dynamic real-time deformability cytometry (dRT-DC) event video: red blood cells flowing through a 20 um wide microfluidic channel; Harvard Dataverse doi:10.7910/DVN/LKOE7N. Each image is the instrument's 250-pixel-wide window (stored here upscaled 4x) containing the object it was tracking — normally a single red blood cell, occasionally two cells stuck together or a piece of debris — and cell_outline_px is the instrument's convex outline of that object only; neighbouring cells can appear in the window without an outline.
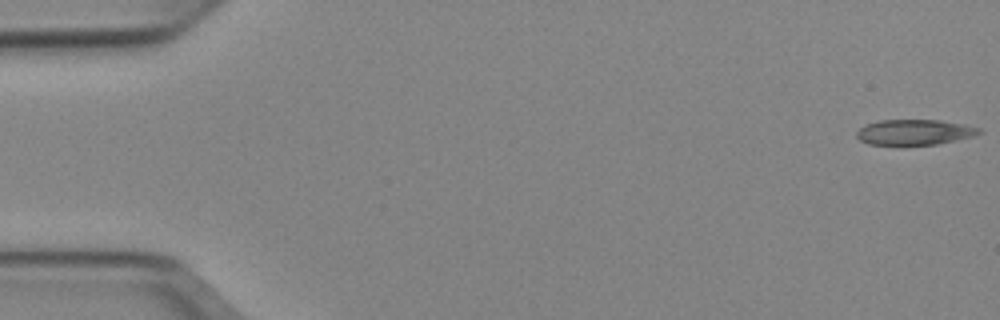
{"species": "Egyptian fruit bat (a non-hibernating species)", "species_latin": "Rousettus aegyptiacus", "temperature_condition": "cold", "stored_images_in_passage": 51, "camera_frame_rate_fps": 3000, "um_per_image_px": 0.085, "animal": {"sex": "female"}, "frame": {"image": 1, "passage_image": 1, "time_ms": 0.0, "image_size_px": [1000, 320], "cell_outline_px": [[980, 132], [972, 136], [956, 140], [936, 144], [900, 148], [868, 144], [860, 140], [856, 136], [856, 132], [864, 124], [880, 120], [940, 120], [964, 124], [980, 128]], "centroid_in_image_um": [77.64, 11.28], "position_along_channel_um": 7.4, "area_um2": 18.9}}
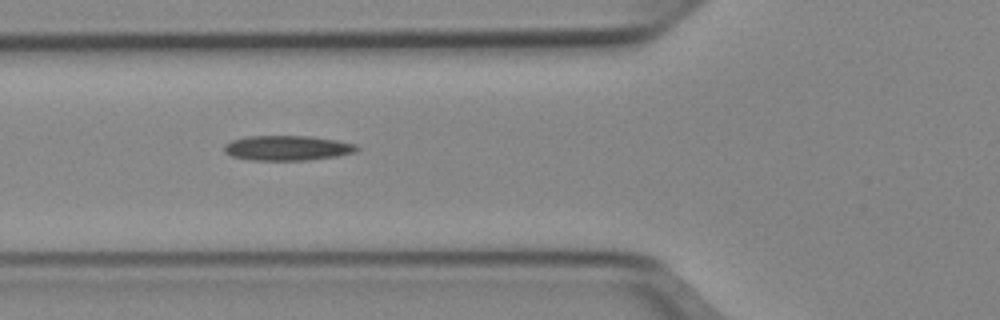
{"frame": {"image": 2, "passage_image": 19, "time_ms": 6.0, "image_size_px": [1000, 320], "cell_outline_px": [[360, 148], [356, 152], [336, 156], [308, 160], [252, 160], [232, 156], [224, 152], [224, 144], [232, 140], [244, 136], [308, 136], [336, 140], [356, 144]], "centroid_in_image_um": [24.41, 12.57], "position_along_channel_um": 101.4, "area_um2": 19.31}}
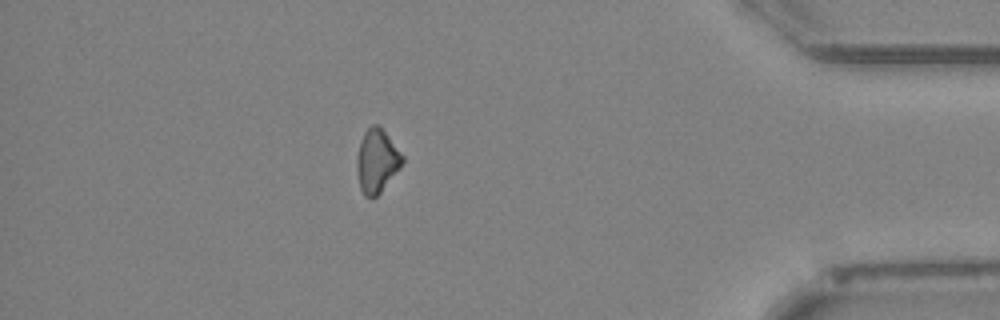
{"frame": {"image": 3, "passage_image": 45, "time_ms": 14.667, "image_size_px": [1000, 320], "cell_outline_px": [[404, 160], [400, 168], [380, 192], [372, 200], [364, 196], [360, 188], [356, 172], [356, 156], [360, 140], [364, 132], [372, 124], [380, 124], [404, 156]], "centroid_in_image_um": [32.01, 13.66], "position_along_channel_um": 403.2, "area_um2": 17.22}}